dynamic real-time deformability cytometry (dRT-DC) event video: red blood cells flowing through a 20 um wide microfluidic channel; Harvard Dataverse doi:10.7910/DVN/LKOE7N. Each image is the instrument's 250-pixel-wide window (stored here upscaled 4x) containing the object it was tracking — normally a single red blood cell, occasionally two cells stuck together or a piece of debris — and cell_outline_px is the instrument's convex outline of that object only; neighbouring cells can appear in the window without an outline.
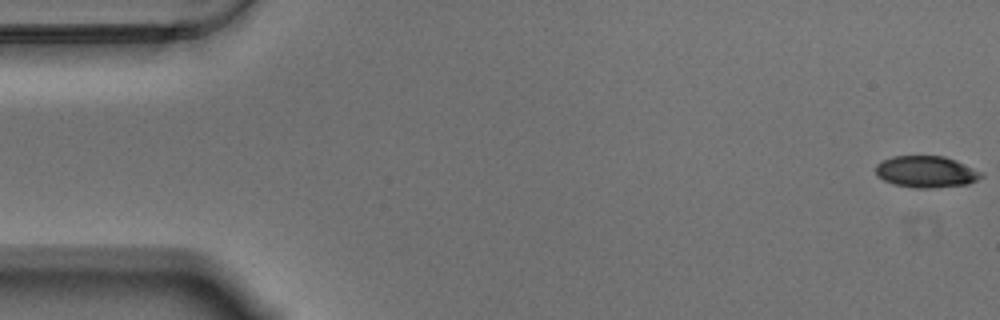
{"species": "Egyptian fruit bat (a non-hibernating species)", "species_latin": "Rousettus aegyptiacus", "temperature_condition": "warm", "stored_images_in_passage": 57, "camera_frame_rate_fps": 3000, "um_per_image_px": 0.085, "animal": {"sex": "male"}, "frame": {"image": 1, "passage_image": 1, "time_ms": 0.0, "image_size_px": [1000, 320], "cell_outline_px": [[984, 176], [968, 184], [932, 188], [912, 188], [892, 184], [876, 176], [876, 164], [892, 156], [944, 156], [956, 160], [984, 172]], "centroid_in_image_um": [78.74, 14.6], "position_along_channel_um": 6.3, "area_um2": 19.65}}
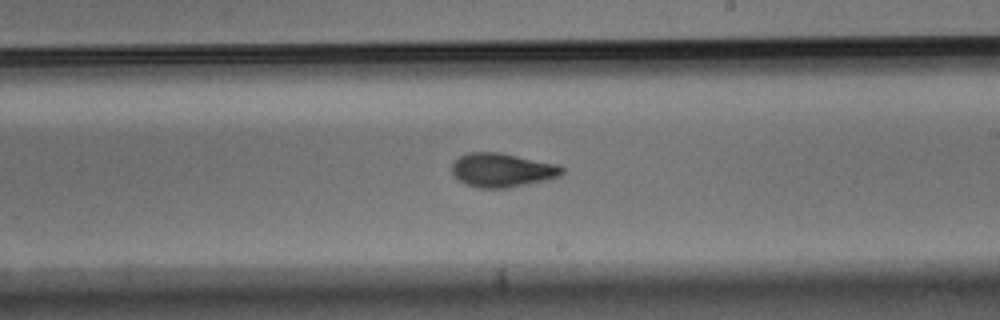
{"frame": {"image": 2, "passage_image": 33, "time_ms": 10.667, "image_size_px": [1000, 320], "cell_outline_px": [[564, 172], [560, 176], [552, 180], [508, 188], [480, 188], [464, 184], [452, 172], [452, 164], [460, 156], [468, 152], [500, 152], [560, 164], [564, 168]], "centroid_in_image_um": [42.76, 14.46], "position_along_channel_um": 246.2, "area_um2": 22.2}}
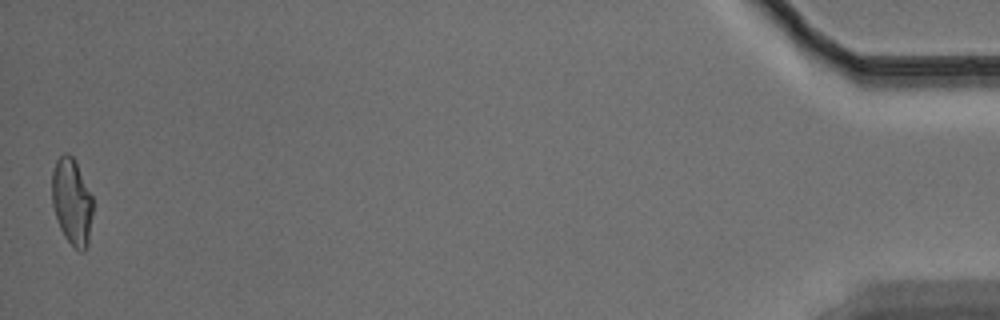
{"frame": {"image": 3, "passage_image": 57, "time_ms": 18.667, "image_size_px": [1000, 320], "cell_outline_px": [[92, 212], [88, 244], [84, 252], [80, 252], [64, 236], [60, 228], [52, 204], [52, 172], [56, 160], [64, 152], [68, 152], [76, 160], [92, 196]], "centroid_in_image_um": [6.11, 17.1], "position_along_channel_um": 429.1, "area_um2": 20.63}, "authors_computed_cell_mechanics": {"area_um2": 21.0392, "velocity_mm_per_s": 3.5125, "shape_relaxation_time_tau1_ms": 4.2904, "shape_relaxation_time_tau2_ms": 1.9967, "deformation_change_tau1": 0.1571, "deformation_change_tau2": 0.0723}}